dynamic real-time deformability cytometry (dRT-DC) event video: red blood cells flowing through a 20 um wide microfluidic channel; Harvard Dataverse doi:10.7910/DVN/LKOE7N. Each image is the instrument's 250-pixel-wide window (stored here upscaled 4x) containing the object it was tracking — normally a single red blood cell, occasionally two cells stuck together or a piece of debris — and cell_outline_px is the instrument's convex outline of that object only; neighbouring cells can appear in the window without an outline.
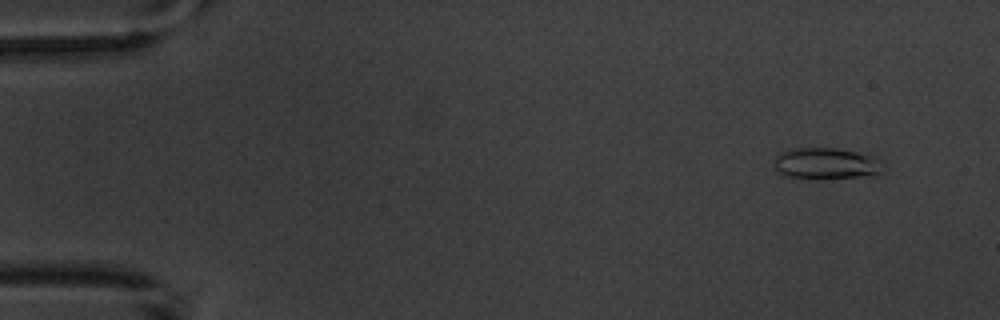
{"species": "common noctule bat (a hibernating species)", "species_latin": "Nyctalus noctula", "temperature_condition": "warm", "stored_images_in_passage": 9, "camera_frame_rate_fps": 3000, "um_per_image_px": 0.085, "animal": {"sex": "male", "body_mass_g": 20.1, "forearm_length_mm": 53.5}, "frame": {"image": 1, "passage_image": 1, "time_ms": 0.0, "image_size_px": [1000, 320], "cell_outline_px": [[884, 172], [872, 176], [788, 176], [780, 172], [776, 168], [776, 156], [780, 152], [788, 148], [836, 148], [876, 156]], "centroid_in_image_um": [70.26, 13.84], "position_along_channel_um": 14.7, "area_um2": 19.02}}
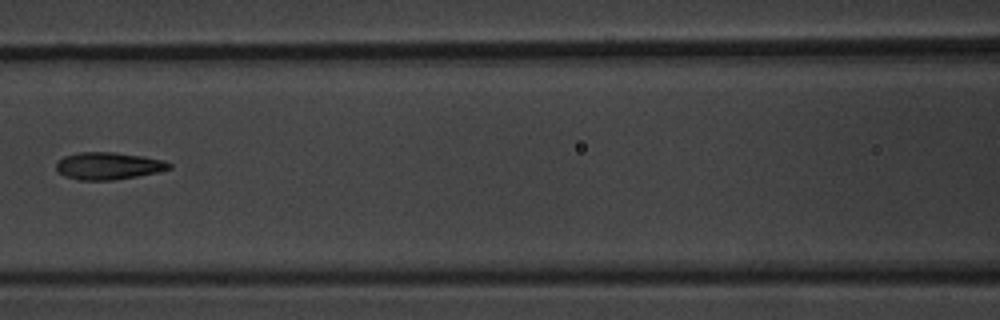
{"frame": {"image": 2, "passage_image": 7, "time_ms": 7.0, "image_size_px": [1000, 320], "cell_outline_px": [[172, 168], [160, 172], [112, 180], [80, 180], [64, 176], [56, 168], [56, 164], [64, 156], [80, 152], [112, 152], [144, 156], [164, 160], [172, 164]], "centroid_in_image_um": [9.25, 14.1], "position_along_channel_um": 157.3, "area_um2": 17.92}}
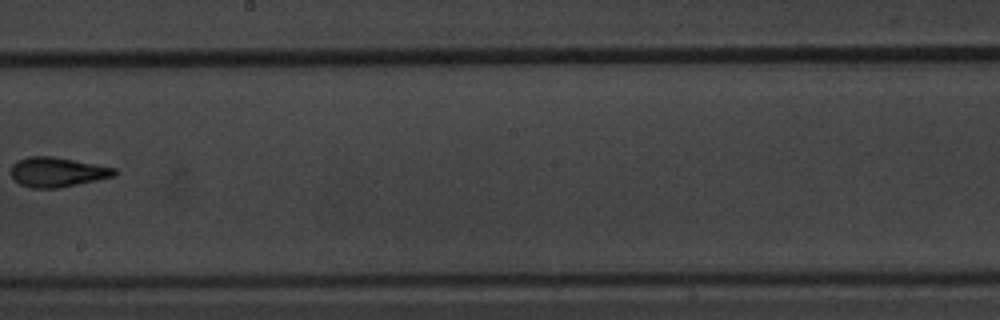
{"frame": {"image": 3, "passage_image": 9, "time_ms": 9.333, "image_size_px": [1000, 320], "cell_outline_px": [[116, 176], [60, 188], [32, 188], [20, 184], [12, 176], [12, 164], [16, 160], [28, 156], [52, 156], [96, 164], [116, 168]], "centroid_in_image_um": [4.88, 14.62], "position_along_channel_um": 243.3, "area_um2": 17.92}}